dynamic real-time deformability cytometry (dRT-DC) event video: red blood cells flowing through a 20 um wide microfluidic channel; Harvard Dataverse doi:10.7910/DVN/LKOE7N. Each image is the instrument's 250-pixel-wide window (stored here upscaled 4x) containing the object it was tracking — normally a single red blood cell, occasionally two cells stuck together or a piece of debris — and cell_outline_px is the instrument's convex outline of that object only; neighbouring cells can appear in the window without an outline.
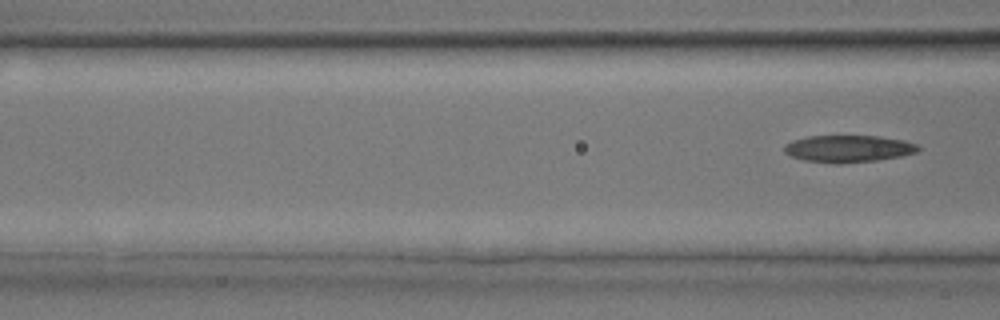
{"species": "common noctule bat (a hibernating species)", "species_latin": "Nyctalus noctula", "temperature_condition": "room temperature", "stored_images_in_passage": 5, "camera_frame_rate_fps": 3000, "um_per_image_px": 0.085, "animal": {"sex": "male", "body_mass_g": 17.9, "forearm_length_mm": 54.2}, "frame": {"image": 1, "passage_image": 5, "time_ms": 4.667, "image_size_px": [1000, 320], "cell_outline_px": [[920, 148], [916, 152], [900, 156], [876, 160], [840, 164], [836, 164], [804, 160], [792, 156], [784, 152], [784, 144], [792, 140], [808, 136], [876, 136], [904, 140], [916, 144]], "centroid_in_image_um": [72.07, 12.64], "position_along_channel_um": 94.5, "area_um2": 21.04}}